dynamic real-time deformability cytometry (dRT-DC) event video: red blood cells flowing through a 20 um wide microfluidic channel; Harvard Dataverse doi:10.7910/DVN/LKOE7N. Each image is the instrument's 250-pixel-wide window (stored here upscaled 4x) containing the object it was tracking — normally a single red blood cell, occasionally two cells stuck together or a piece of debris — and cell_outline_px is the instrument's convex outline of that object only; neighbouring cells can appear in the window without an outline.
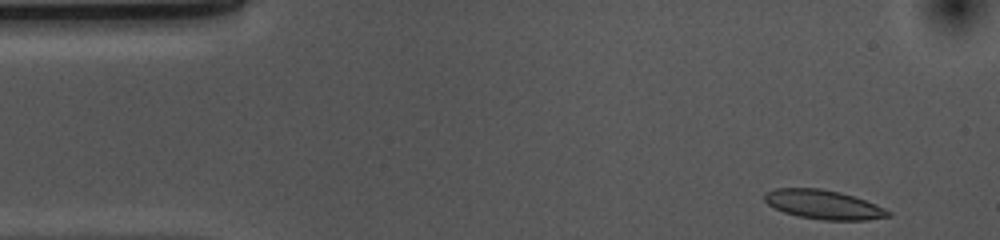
{"species": "common noctule bat (a hibernating species)", "species_latin": "Nyctalus noctula", "temperature_condition": "cold", "stored_images_in_passage": 39, "camera_frame_rate_fps": 3000, "um_per_image_px": 0.085, "animal": {"sex": "female", "body_mass_g": 10.0, "forearm_length_mm": 53.1}, "frame": {"image": 1, "passage_image": 1, "time_ms": 0.0, "image_size_px": [1000, 240], "cell_outline_px": [[892, 216], [864, 220], [824, 220], [800, 216], [784, 212], [768, 204], [764, 200], [764, 192], [776, 188], [820, 188], [840, 192], [876, 204], [892, 212]], "centroid_in_image_um": [70.0, 17.38], "position_along_channel_um": 15.0, "area_um2": 20.87}}
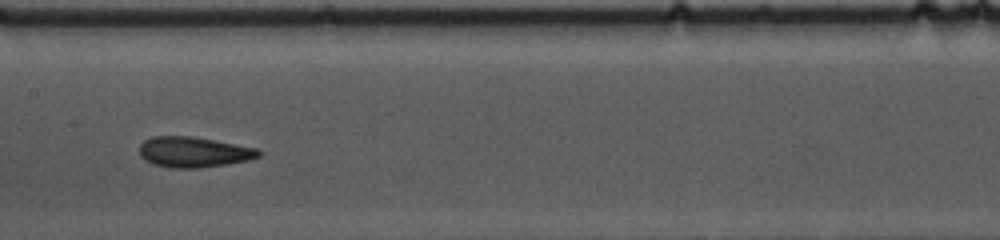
{"frame": {"image": 2, "passage_image": 22, "time_ms": 7.0, "image_size_px": [1000, 240], "cell_outline_px": [[260, 156], [252, 160], [228, 164], [196, 168], [172, 168], [152, 164], [144, 160], [140, 156], [140, 144], [144, 140], [152, 136], [192, 136], [260, 148]], "centroid_in_image_um": [16.48, 12.92], "position_along_channel_um": 190.9, "area_um2": 21.5}}
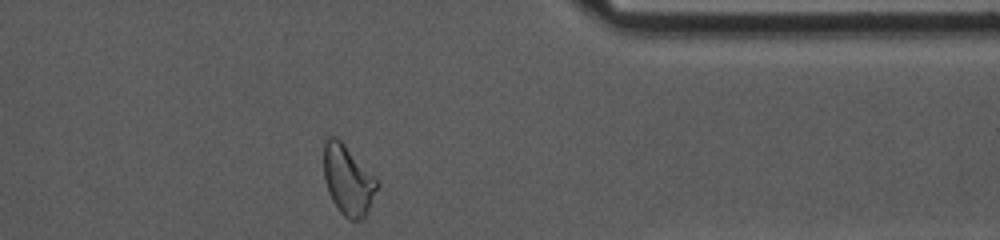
{"frame": {"image": 3, "passage_image": 39, "time_ms": 12.667, "image_size_px": [1000, 240], "cell_outline_px": [[380, 184], [364, 216], [360, 220], [348, 220], [340, 212], [332, 200], [328, 192], [324, 180], [324, 136], [336, 136], [376, 176]], "centroid_in_image_um": [29.57, 15.28], "position_along_channel_um": 381.8, "area_um2": 21.85}, "authors_computed_cell_mechanics": {"area_um2": 20.6346, "velocity_mm_per_s": 3.6704, "shape_relaxation_time_tau1_ms": 4.2932, "shape_relaxation_time_tau2_ms": 1.7882, "deformation_change_tau1": 0.1536, "deformation_change_tau2": 0.1046}}